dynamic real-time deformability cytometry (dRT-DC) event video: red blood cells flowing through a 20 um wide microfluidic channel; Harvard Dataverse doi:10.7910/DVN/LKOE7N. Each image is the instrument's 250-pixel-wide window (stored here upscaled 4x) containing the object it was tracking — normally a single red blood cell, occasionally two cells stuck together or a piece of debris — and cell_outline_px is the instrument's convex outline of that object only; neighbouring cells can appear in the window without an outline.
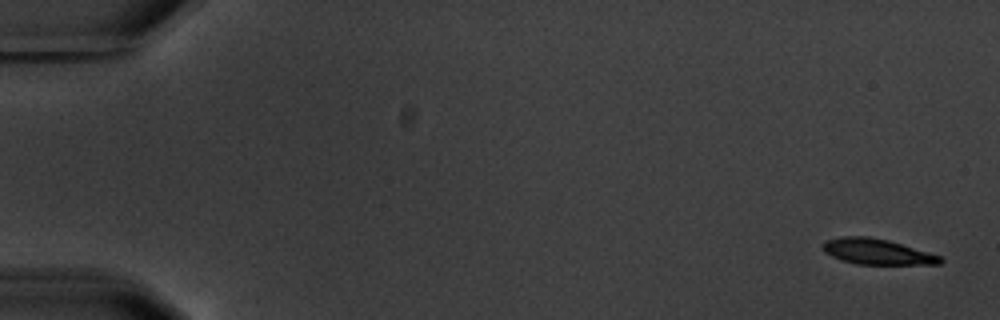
{"species": "common noctule bat (a hibernating species)", "species_latin": "Nyctalus noctula", "temperature_condition": "warm", "stored_images_in_passage": 6, "camera_frame_rate_fps": 3000, "um_per_image_px": 0.085, "animal": {"sex": "male", "body_mass_g": 20.1, "forearm_length_mm": 53.5}, "frame": {"image": 1, "passage_image": 1, "time_ms": 0.0, "image_size_px": [1000, 320], "cell_outline_px": [[944, 260], [940, 264], [856, 264], [840, 260], [824, 252], [824, 240], [840, 236], [868, 236], [888, 240], [928, 252], [940, 256]], "centroid_in_image_um": [74.52, 21.39], "position_along_channel_um": 10.5, "area_um2": 17.46}}
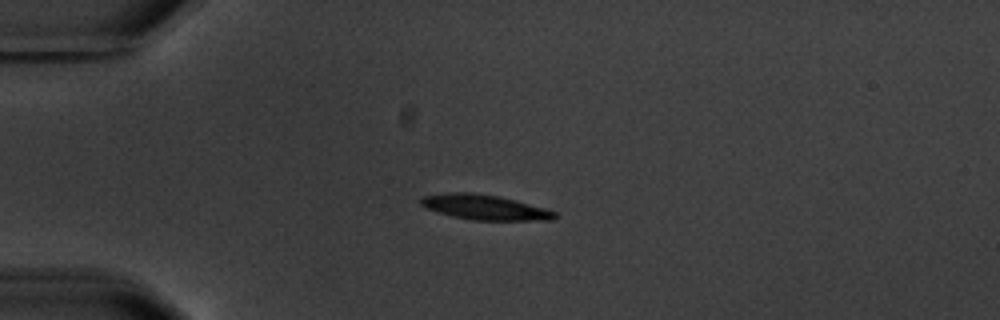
{"frame": {"image": 2, "passage_image": 4, "time_ms": 4.333, "image_size_px": [1000, 320], "cell_outline_px": [[556, 216], [552, 220], [472, 220], [452, 216], [428, 208], [420, 204], [420, 200], [424, 196], [452, 192], [472, 192], [496, 196], [544, 208], [556, 212]], "centroid_in_image_um": [41.19, 17.62], "position_along_channel_um": 43.8, "area_um2": 19.02}}
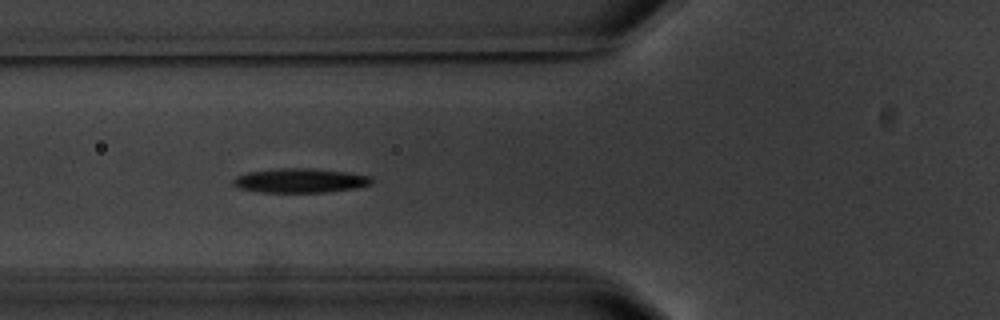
{"frame": {"image": 3, "passage_image": 6, "time_ms": 6.667, "image_size_px": [1000, 320], "cell_outline_px": [[372, 184], [356, 188], [328, 192], [260, 192], [240, 188], [232, 184], [232, 180], [236, 176], [248, 172], [280, 168], [312, 168], [348, 172], [372, 176]], "centroid_in_image_um": [25.54, 15.34], "position_along_channel_um": 100.3, "area_um2": 19.71}}